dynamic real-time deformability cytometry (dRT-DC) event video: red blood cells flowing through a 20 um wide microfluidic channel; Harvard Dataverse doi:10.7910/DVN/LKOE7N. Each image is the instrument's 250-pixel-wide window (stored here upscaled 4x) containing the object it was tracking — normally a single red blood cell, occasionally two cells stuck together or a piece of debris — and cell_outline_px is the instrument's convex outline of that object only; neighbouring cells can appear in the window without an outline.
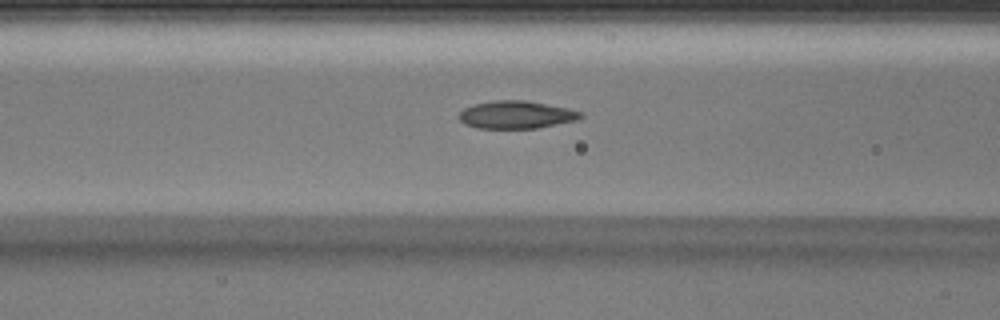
{"species": "Egyptian fruit bat (a non-hibernating species)", "species_latin": "Rousettus aegyptiacus", "temperature_condition": "warm", "stored_images_in_passage": 28, "camera_frame_rate_fps": 3000, "um_per_image_px": 0.085, "animal": {"sex": "male"}, "frame": {"image": 1, "passage_image": 4, "time_ms": 1.0, "image_size_px": [1000, 320], "cell_outline_px": [[584, 116], [576, 120], [536, 128], [480, 128], [464, 124], [456, 116], [464, 108], [472, 104], [496, 100], [524, 100], [568, 108], [584, 112]], "centroid_in_image_um": [43.86, 9.74], "position_along_channel_um": 122.7, "area_um2": 19.65}}
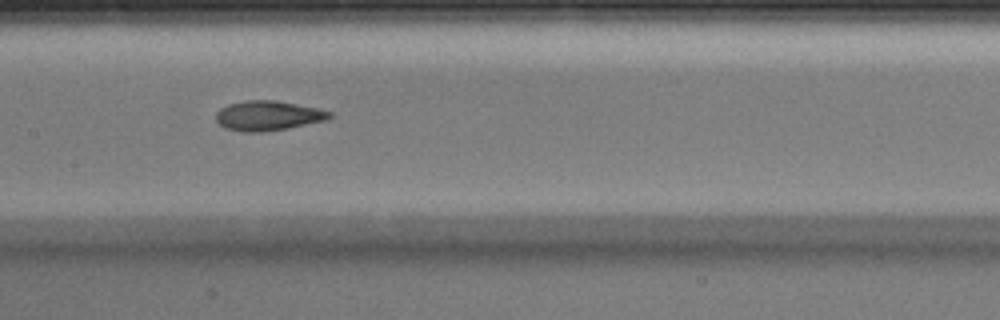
{"frame": {"image": 2, "passage_image": 8, "time_ms": 2.333, "image_size_px": [1000, 320], "cell_outline_px": [[332, 116], [328, 120], [288, 128], [260, 132], [244, 132], [224, 128], [216, 120], [216, 112], [220, 108], [228, 104], [248, 100], [276, 100], [316, 108], [332, 112]], "centroid_in_image_um": [22.77, 9.83], "position_along_channel_um": 184.6, "area_um2": 19.71}}
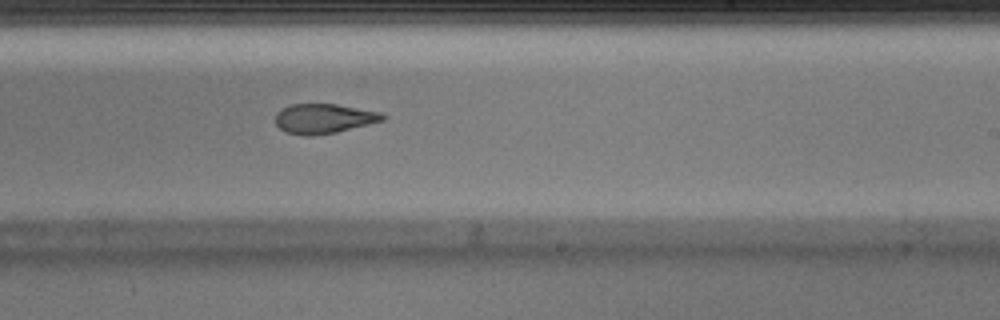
{"frame": {"image": 3, "passage_image": 13, "time_ms": 4.0, "image_size_px": [1000, 320], "cell_outline_px": [[388, 116], [384, 120], [336, 132], [312, 136], [308, 136], [288, 132], [280, 128], [276, 124], [276, 112], [280, 108], [292, 104], [336, 104], [380, 112]], "centroid_in_image_um": [27.52, 10.07], "position_along_channel_um": 261.5, "area_um2": 18.44}}